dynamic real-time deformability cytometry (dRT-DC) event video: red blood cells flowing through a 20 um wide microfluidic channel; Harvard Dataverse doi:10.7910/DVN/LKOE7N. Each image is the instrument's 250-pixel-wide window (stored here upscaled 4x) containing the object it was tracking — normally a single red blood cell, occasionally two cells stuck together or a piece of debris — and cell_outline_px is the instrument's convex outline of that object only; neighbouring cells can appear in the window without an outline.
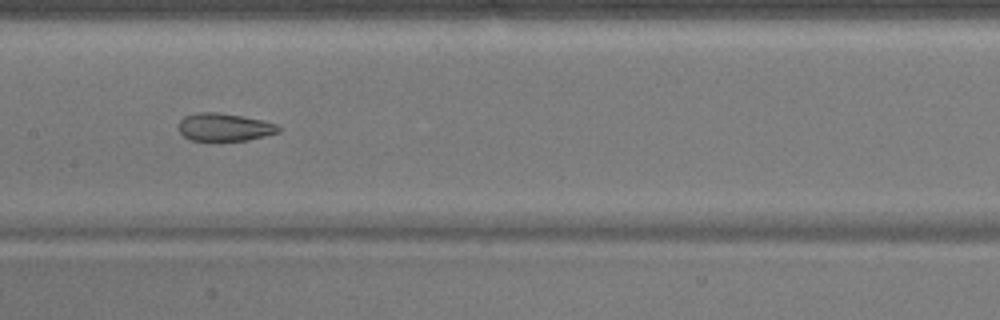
{"species": "common noctule bat (a hibernating species)", "species_latin": "Nyctalus noctula", "temperature_condition": "warm", "stored_images_in_passage": 32, "camera_frame_rate_fps": 3000, "um_per_image_px": 0.085, "animal": {"sex": "male", "body_mass_g": 17.9}, "frame": {"image": 1, "passage_image": 26, "time_ms": 8.333, "image_size_px": [1000, 320], "cell_outline_px": [[280, 132], [248, 140], [188, 140], [176, 128], [180, 120], [184, 116], [196, 112], [216, 112], [240, 116], [260, 120], [276, 124], [280, 128]], "centroid_in_image_um": [19.01, 10.81], "position_along_channel_um": 188.4, "area_um2": 16.13}}